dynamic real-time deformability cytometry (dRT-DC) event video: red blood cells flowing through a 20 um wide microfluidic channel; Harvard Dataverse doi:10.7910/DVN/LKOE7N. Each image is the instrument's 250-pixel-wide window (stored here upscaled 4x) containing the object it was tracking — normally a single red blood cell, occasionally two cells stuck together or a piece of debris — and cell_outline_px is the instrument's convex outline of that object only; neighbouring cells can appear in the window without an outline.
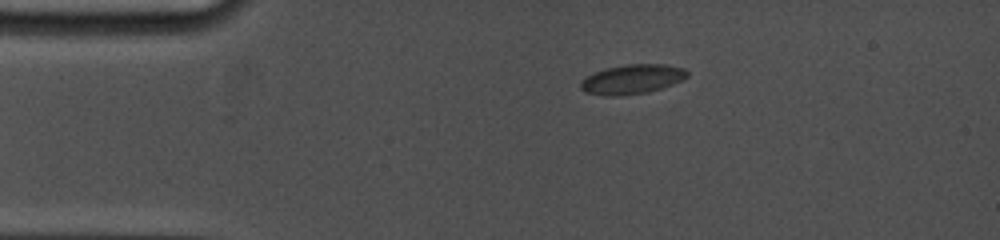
{"species": "common noctule bat (a hibernating species)", "species_latin": "Nyctalus noctula", "temperature_condition": "cold", "stored_images_in_passage": 2, "camera_frame_rate_fps": 5000, "um_per_image_px": 0.085, "animal": {"sex": "female", "body_mass_g": 19.0, "forearm_length_mm": 53.3}, "frame": {"image": 1, "passage_image": 2, "time_ms": 1.0, "image_size_px": [1000, 240], "cell_outline_px": [[688, 76], [684, 80], [648, 92], [620, 96], [604, 96], [584, 92], [580, 88], [580, 84], [588, 76], [596, 72], [608, 68], [628, 64], [664, 64], [684, 68], [688, 72]], "centroid_in_image_um": [53.76, 6.74], "position_along_channel_um": 31.2, "area_um2": 18.21}}